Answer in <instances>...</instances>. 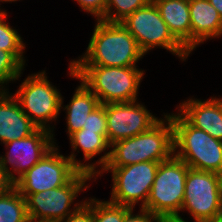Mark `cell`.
Instances as JSON below:
<instances>
[{
  "label": "cell",
  "instance_id": "obj_1",
  "mask_svg": "<svg viewBox=\"0 0 222 222\" xmlns=\"http://www.w3.org/2000/svg\"><path fill=\"white\" fill-rule=\"evenodd\" d=\"M95 22L87 49L76 60L71 59L73 66H137L145 54L121 22Z\"/></svg>",
  "mask_w": 222,
  "mask_h": 222
},
{
  "label": "cell",
  "instance_id": "obj_2",
  "mask_svg": "<svg viewBox=\"0 0 222 222\" xmlns=\"http://www.w3.org/2000/svg\"><path fill=\"white\" fill-rule=\"evenodd\" d=\"M69 76L81 80L99 99L101 104L131 102L138 99V90L144 78V69L138 66H73Z\"/></svg>",
  "mask_w": 222,
  "mask_h": 222
},
{
  "label": "cell",
  "instance_id": "obj_3",
  "mask_svg": "<svg viewBox=\"0 0 222 222\" xmlns=\"http://www.w3.org/2000/svg\"><path fill=\"white\" fill-rule=\"evenodd\" d=\"M163 117L149 130L115 142L105 167H122L140 162H162L174 155V128L170 116Z\"/></svg>",
  "mask_w": 222,
  "mask_h": 222
},
{
  "label": "cell",
  "instance_id": "obj_4",
  "mask_svg": "<svg viewBox=\"0 0 222 222\" xmlns=\"http://www.w3.org/2000/svg\"><path fill=\"white\" fill-rule=\"evenodd\" d=\"M167 114L174 128V155L192 169L222 175V141L192 126L179 112Z\"/></svg>",
  "mask_w": 222,
  "mask_h": 222
},
{
  "label": "cell",
  "instance_id": "obj_5",
  "mask_svg": "<svg viewBox=\"0 0 222 222\" xmlns=\"http://www.w3.org/2000/svg\"><path fill=\"white\" fill-rule=\"evenodd\" d=\"M189 168L175 155L160 162L145 209L164 222H189L180 215Z\"/></svg>",
  "mask_w": 222,
  "mask_h": 222
},
{
  "label": "cell",
  "instance_id": "obj_6",
  "mask_svg": "<svg viewBox=\"0 0 222 222\" xmlns=\"http://www.w3.org/2000/svg\"><path fill=\"white\" fill-rule=\"evenodd\" d=\"M45 70L29 74L12 95L19 102L22 111L30 118L38 129H45L53 133L54 145L56 123L61 113L62 94L59 89L48 80Z\"/></svg>",
  "mask_w": 222,
  "mask_h": 222
},
{
  "label": "cell",
  "instance_id": "obj_7",
  "mask_svg": "<svg viewBox=\"0 0 222 222\" xmlns=\"http://www.w3.org/2000/svg\"><path fill=\"white\" fill-rule=\"evenodd\" d=\"M92 180L95 182L92 174L79 171L62 187L30 194L26 198L29 219L62 222L86 202V199L74 201L81 192L90 188L89 183Z\"/></svg>",
  "mask_w": 222,
  "mask_h": 222
},
{
  "label": "cell",
  "instance_id": "obj_8",
  "mask_svg": "<svg viewBox=\"0 0 222 222\" xmlns=\"http://www.w3.org/2000/svg\"><path fill=\"white\" fill-rule=\"evenodd\" d=\"M121 24L136 39L145 56L153 48H162L185 62L191 54L169 31L153 1L128 15Z\"/></svg>",
  "mask_w": 222,
  "mask_h": 222
},
{
  "label": "cell",
  "instance_id": "obj_9",
  "mask_svg": "<svg viewBox=\"0 0 222 222\" xmlns=\"http://www.w3.org/2000/svg\"><path fill=\"white\" fill-rule=\"evenodd\" d=\"M160 162H140L122 167H104L95 181L111 172L112 191L109 201L118 205L145 208Z\"/></svg>",
  "mask_w": 222,
  "mask_h": 222
},
{
  "label": "cell",
  "instance_id": "obj_10",
  "mask_svg": "<svg viewBox=\"0 0 222 222\" xmlns=\"http://www.w3.org/2000/svg\"><path fill=\"white\" fill-rule=\"evenodd\" d=\"M222 175L189 168L181 212L193 222L215 219L221 215Z\"/></svg>",
  "mask_w": 222,
  "mask_h": 222
},
{
  "label": "cell",
  "instance_id": "obj_11",
  "mask_svg": "<svg viewBox=\"0 0 222 222\" xmlns=\"http://www.w3.org/2000/svg\"><path fill=\"white\" fill-rule=\"evenodd\" d=\"M59 151V146H54L13 184L25 199L30 194L66 185L80 171L68 155Z\"/></svg>",
  "mask_w": 222,
  "mask_h": 222
},
{
  "label": "cell",
  "instance_id": "obj_12",
  "mask_svg": "<svg viewBox=\"0 0 222 222\" xmlns=\"http://www.w3.org/2000/svg\"><path fill=\"white\" fill-rule=\"evenodd\" d=\"M4 146L8 150L5 155H0L1 168L9 181L14 184L55 145L53 133L38 129L30 136L7 142Z\"/></svg>",
  "mask_w": 222,
  "mask_h": 222
},
{
  "label": "cell",
  "instance_id": "obj_13",
  "mask_svg": "<svg viewBox=\"0 0 222 222\" xmlns=\"http://www.w3.org/2000/svg\"><path fill=\"white\" fill-rule=\"evenodd\" d=\"M105 112L107 141L110 146L149 130L160 120L138 100L105 104Z\"/></svg>",
  "mask_w": 222,
  "mask_h": 222
},
{
  "label": "cell",
  "instance_id": "obj_14",
  "mask_svg": "<svg viewBox=\"0 0 222 222\" xmlns=\"http://www.w3.org/2000/svg\"><path fill=\"white\" fill-rule=\"evenodd\" d=\"M68 139L72 148V152L68 157L72 163L80 171L88 172L96 177L107 165L110 157V150H107L110 149L107 141V131H85V129H81L73 133ZM80 149L83 152L84 162L76 158V154L80 153ZM76 151L77 153H75ZM102 152L104 153L103 156L94 162L91 161L96 155H102Z\"/></svg>",
  "mask_w": 222,
  "mask_h": 222
},
{
  "label": "cell",
  "instance_id": "obj_15",
  "mask_svg": "<svg viewBox=\"0 0 222 222\" xmlns=\"http://www.w3.org/2000/svg\"><path fill=\"white\" fill-rule=\"evenodd\" d=\"M176 109L192 126L222 141V97L212 96L202 101L192 96Z\"/></svg>",
  "mask_w": 222,
  "mask_h": 222
},
{
  "label": "cell",
  "instance_id": "obj_16",
  "mask_svg": "<svg viewBox=\"0 0 222 222\" xmlns=\"http://www.w3.org/2000/svg\"><path fill=\"white\" fill-rule=\"evenodd\" d=\"M37 130L12 93H0V144L28 137Z\"/></svg>",
  "mask_w": 222,
  "mask_h": 222
},
{
  "label": "cell",
  "instance_id": "obj_17",
  "mask_svg": "<svg viewBox=\"0 0 222 222\" xmlns=\"http://www.w3.org/2000/svg\"><path fill=\"white\" fill-rule=\"evenodd\" d=\"M191 54L208 40L221 38L222 18L208 0H189Z\"/></svg>",
  "mask_w": 222,
  "mask_h": 222
},
{
  "label": "cell",
  "instance_id": "obj_18",
  "mask_svg": "<svg viewBox=\"0 0 222 222\" xmlns=\"http://www.w3.org/2000/svg\"><path fill=\"white\" fill-rule=\"evenodd\" d=\"M173 36L191 53L189 0H151Z\"/></svg>",
  "mask_w": 222,
  "mask_h": 222
},
{
  "label": "cell",
  "instance_id": "obj_19",
  "mask_svg": "<svg viewBox=\"0 0 222 222\" xmlns=\"http://www.w3.org/2000/svg\"><path fill=\"white\" fill-rule=\"evenodd\" d=\"M70 99L69 104L63 105L64 97L61 100V109L66 113V132L68 137L81 130L88 115L101 103L97 96L81 81Z\"/></svg>",
  "mask_w": 222,
  "mask_h": 222
},
{
  "label": "cell",
  "instance_id": "obj_20",
  "mask_svg": "<svg viewBox=\"0 0 222 222\" xmlns=\"http://www.w3.org/2000/svg\"><path fill=\"white\" fill-rule=\"evenodd\" d=\"M26 199L12 186L0 195V222H27Z\"/></svg>",
  "mask_w": 222,
  "mask_h": 222
},
{
  "label": "cell",
  "instance_id": "obj_21",
  "mask_svg": "<svg viewBox=\"0 0 222 222\" xmlns=\"http://www.w3.org/2000/svg\"><path fill=\"white\" fill-rule=\"evenodd\" d=\"M7 13L6 10L0 13V50L11 52L25 66L27 64L23 54H25L26 44L18 29H14L7 22L9 16Z\"/></svg>",
  "mask_w": 222,
  "mask_h": 222
},
{
  "label": "cell",
  "instance_id": "obj_22",
  "mask_svg": "<svg viewBox=\"0 0 222 222\" xmlns=\"http://www.w3.org/2000/svg\"><path fill=\"white\" fill-rule=\"evenodd\" d=\"M86 202L92 207L94 222H123L124 216L131 209L96 197L86 198Z\"/></svg>",
  "mask_w": 222,
  "mask_h": 222
},
{
  "label": "cell",
  "instance_id": "obj_23",
  "mask_svg": "<svg viewBox=\"0 0 222 222\" xmlns=\"http://www.w3.org/2000/svg\"><path fill=\"white\" fill-rule=\"evenodd\" d=\"M24 68L11 52L0 50V93L10 92L7 84L18 80Z\"/></svg>",
  "mask_w": 222,
  "mask_h": 222
},
{
  "label": "cell",
  "instance_id": "obj_24",
  "mask_svg": "<svg viewBox=\"0 0 222 222\" xmlns=\"http://www.w3.org/2000/svg\"><path fill=\"white\" fill-rule=\"evenodd\" d=\"M151 0H107L105 16L107 22H121L137 9L145 6Z\"/></svg>",
  "mask_w": 222,
  "mask_h": 222
},
{
  "label": "cell",
  "instance_id": "obj_25",
  "mask_svg": "<svg viewBox=\"0 0 222 222\" xmlns=\"http://www.w3.org/2000/svg\"><path fill=\"white\" fill-rule=\"evenodd\" d=\"M82 129H85V131H107V119L104 104H100L88 115Z\"/></svg>",
  "mask_w": 222,
  "mask_h": 222
},
{
  "label": "cell",
  "instance_id": "obj_26",
  "mask_svg": "<svg viewBox=\"0 0 222 222\" xmlns=\"http://www.w3.org/2000/svg\"><path fill=\"white\" fill-rule=\"evenodd\" d=\"M82 11L91 14L96 20L105 16L107 0H74Z\"/></svg>",
  "mask_w": 222,
  "mask_h": 222
},
{
  "label": "cell",
  "instance_id": "obj_27",
  "mask_svg": "<svg viewBox=\"0 0 222 222\" xmlns=\"http://www.w3.org/2000/svg\"><path fill=\"white\" fill-rule=\"evenodd\" d=\"M135 209L131 208L124 216L123 222H164L158 215L153 214L145 208H141L134 214Z\"/></svg>",
  "mask_w": 222,
  "mask_h": 222
},
{
  "label": "cell",
  "instance_id": "obj_28",
  "mask_svg": "<svg viewBox=\"0 0 222 222\" xmlns=\"http://www.w3.org/2000/svg\"><path fill=\"white\" fill-rule=\"evenodd\" d=\"M62 222H94L92 207L85 202L78 210L70 214Z\"/></svg>",
  "mask_w": 222,
  "mask_h": 222
},
{
  "label": "cell",
  "instance_id": "obj_29",
  "mask_svg": "<svg viewBox=\"0 0 222 222\" xmlns=\"http://www.w3.org/2000/svg\"><path fill=\"white\" fill-rule=\"evenodd\" d=\"M13 184L9 181L7 175L3 172L0 164V195L4 194Z\"/></svg>",
  "mask_w": 222,
  "mask_h": 222
},
{
  "label": "cell",
  "instance_id": "obj_30",
  "mask_svg": "<svg viewBox=\"0 0 222 222\" xmlns=\"http://www.w3.org/2000/svg\"><path fill=\"white\" fill-rule=\"evenodd\" d=\"M208 1L218 11L220 17L222 18V0H208Z\"/></svg>",
  "mask_w": 222,
  "mask_h": 222
},
{
  "label": "cell",
  "instance_id": "obj_31",
  "mask_svg": "<svg viewBox=\"0 0 222 222\" xmlns=\"http://www.w3.org/2000/svg\"><path fill=\"white\" fill-rule=\"evenodd\" d=\"M202 222H222V215H220L219 217H216L215 219L205 220Z\"/></svg>",
  "mask_w": 222,
  "mask_h": 222
},
{
  "label": "cell",
  "instance_id": "obj_32",
  "mask_svg": "<svg viewBox=\"0 0 222 222\" xmlns=\"http://www.w3.org/2000/svg\"><path fill=\"white\" fill-rule=\"evenodd\" d=\"M16 1H20V0H0V3H1V2H2V3H4V2H5V3H7V2H9V3L11 2V3H12V2H14V3H15Z\"/></svg>",
  "mask_w": 222,
  "mask_h": 222
},
{
  "label": "cell",
  "instance_id": "obj_33",
  "mask_svg": "<svg viewBox=\"0 0 222 222\" xmlns=\"http://www.w3.org/2000/svg\"><path fill=\"white\" fill-rule=\"evenodd\" d=\"M27 222H50V221L29 219Z\"/></svg>",
  "mask_w": 222,
  "mask_h": 222
},
{
  "label": "cell",
  "instance_id": "obj_34",
  "mask_svg": "<svg viewBox=\"0 0 222 222\" xmlns=\"http://www.w3.org/2000/svg\"><path fill=\"white\" fill-rule=\"evenodd\" d=\"M0 5H1V4H0ZM3 11H4V9H2L1 6H0V13L3 12Z\"/></svg>",
  "mask_w": 222,
  "mask_h": 222
}]
</instances>
